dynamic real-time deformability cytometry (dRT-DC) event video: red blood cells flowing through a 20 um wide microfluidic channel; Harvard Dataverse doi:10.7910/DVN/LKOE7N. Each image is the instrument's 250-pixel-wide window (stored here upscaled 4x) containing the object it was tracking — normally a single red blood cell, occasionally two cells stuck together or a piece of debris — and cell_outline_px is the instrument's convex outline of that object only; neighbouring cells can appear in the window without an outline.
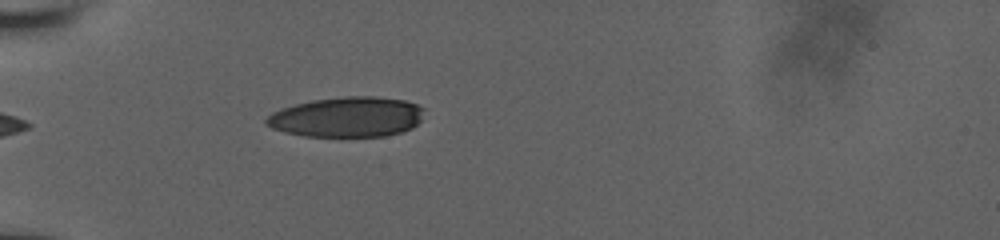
{"species": "human", "species_latin": "Homo sapiens", "temperature_condition": "room temperature", "stored_images_in_passage": 25, "camera_frame_rate_fps": 3000, "um_per_image_px": 0.085, "donor": {"sex": "male"}, "frame": {"image": 1, "passage_image": 1, "time_ms": 0.0, "image_size_px": [1000, 240], "cell_outline_px": [[424, 108], [420, 120], [412, 128], [400, 132], [384, 136], [304, 136], [284, 132], [272, 128], [264, 124], [264, 120], [272, 112], [280, 108], [312, 100], [344, 96], [372, 96], [404, 100], [416, 104]], "centroid_in_image_um": [29.46, 9.94], "position_along_channel_um": 55.5, "area_um2": 36.93}}
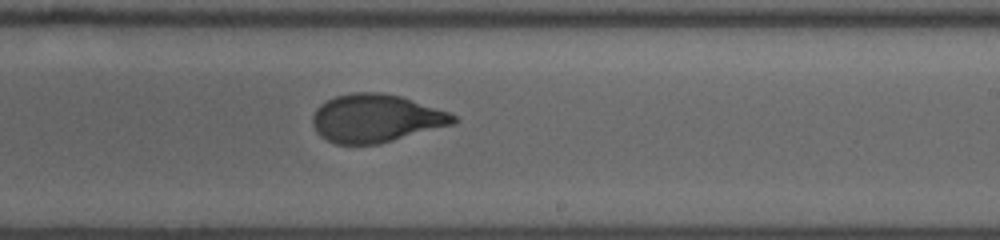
{"frame": {"image": 2, "passage_image": 11, "time_ms": 5.667, "image_size_px": [1000, 240], "cell_outline_px": [[460, 120], [456, 124], [380, 144], [336, 144], [320, 136], [316, 132], [312, 124], [312, 116], [316, 108], [320, 104], [336, 96], [352, 92], [380, 92], [400, 96], [448, 112], [456, 116]], "centroid_in_image_um": [31.96, 10.07], "position_along_channel_um": 257.0, "area_um2": 39.65}}
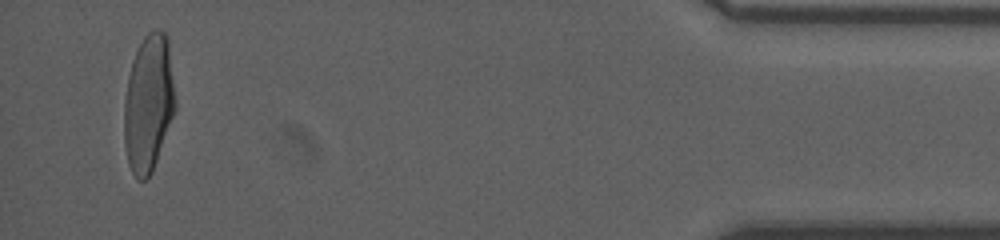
{"frame": {"image": 3, "passage_image": 25, "time_ms": 11.667, "image_size_px": [1000, 240], "cell_outline_px": [[176, 108], [152, 172], [144, 180], [136, 180], [128, 164], [124, 144], [124, 100], [128, 76], [132, 60], [144, 36], [152, 28], [160, 28], [168, 36], [176, 104]], "centroid_in_image_um": [12.62, 8.75], "position_along_channel_um": 422.6, "area_um2": 41.21}, "authors_computed_cell_mechanics": {"area_um2": 38.8416, "velocity_mm_per_s": 3.884, "shape_relaxation_time_tau1_ms": 4.4816, "shape_relaxation_time_tau2_ms": null, "deformation_change_tau1": 0.1766, "deformation_change_tau2": null}}